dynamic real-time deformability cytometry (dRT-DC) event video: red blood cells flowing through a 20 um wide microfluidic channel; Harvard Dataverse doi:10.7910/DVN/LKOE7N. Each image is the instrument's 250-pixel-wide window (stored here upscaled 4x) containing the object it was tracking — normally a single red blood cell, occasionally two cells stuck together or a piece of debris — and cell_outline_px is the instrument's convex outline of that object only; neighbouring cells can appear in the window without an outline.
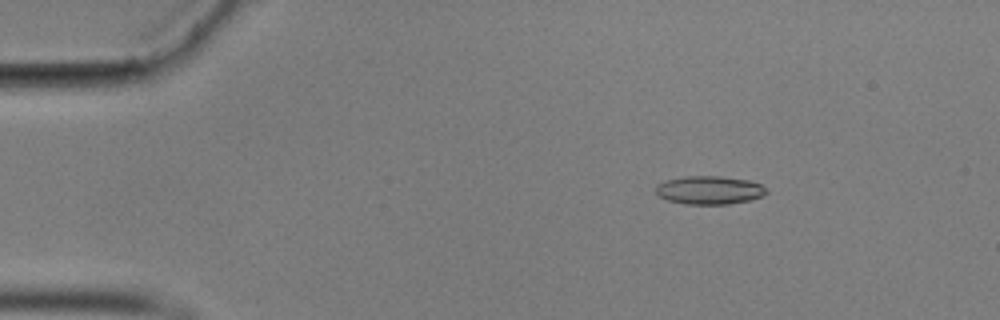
{"species": "common noctule bat (a hibernating species)", "species_latin": "Nyctalus noctula", "temperature_condition": "cold", "stored_images_in_passage": 57, "camera_frame_rate_fps": 3000, "um_per_image_px": 0.085, "animal": {"sex": "male", "body_mass_g": 17.9}, "frame": {"image": 1, "passage_image": 9, "time_ms": 2.667, "image_size_px": [1000, 320], "cell_outline_px": [[768, 192], [764, 196], [752, 200], [728, 204], [684, 204], [668, 200], [660, 196], [656, 192], [656, 184], [668, 180], [684, 176], [720, 176], [748, 180], [760, 184]], "centroid_in_image_um": [60.32, 16.16], "position_along_channel_um": 24.7, "area_um2": 18.26}}
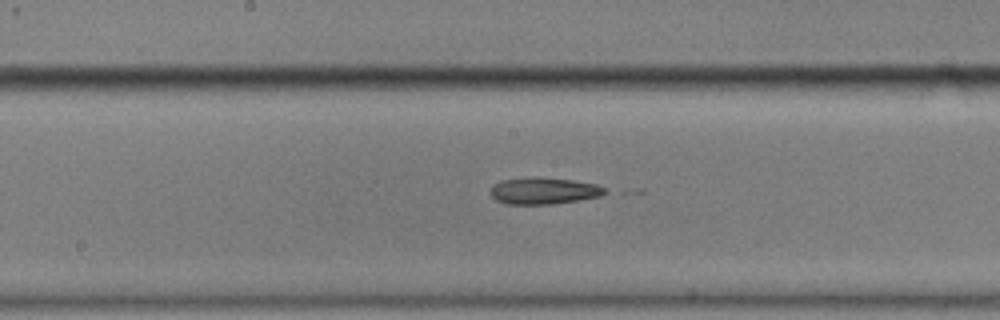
{"frame": {"image": 2, "passage_image": 30, "time_ms": 9.667, "image_size_px": [1000, 320], "cell_outline_px": [[608, 192], [600, 196], [580, 200], [552, 204], [508, 204], [496, 200], [492, 196], [492, 184], [500, 180], [532, 176], [540, 176], [572, 180], [596, 184], [608, 188]], "centroid_in_image_um": [46.25, 16.2], "position_along_channel_um": 202.0, "area_um2": 18.09}}
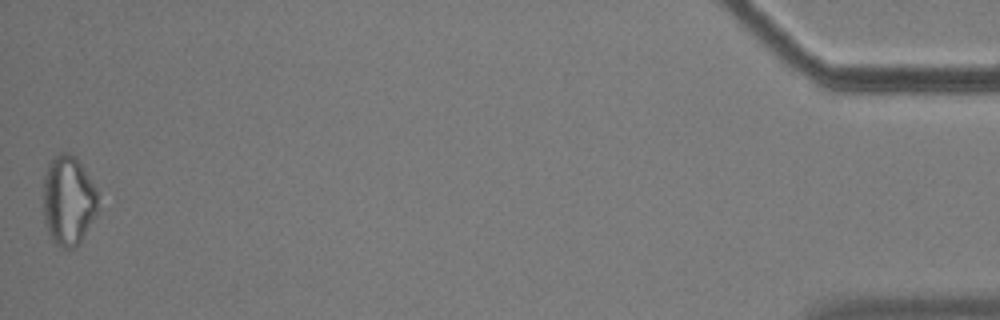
{"frame": {"image": 3, "passage_image": 57, "time_ms": 18.667, "image_size_px": [1000, 320], "cell_outline_px": [[100, 212], [80, 244], [76, 248], [64, 248], [56, 244], [52, 240], [48, 232], [44, 220], [44, 176], [48, 164], [60, 152], [68, 152], [76, 156], [92, 184], [96, 192]], "centroid_in_image_um": [5.83, 17.09], "position_along_channel_um": 429.4, "area_um2": 28.9}, "authors_computed_cell_mechanics": {"area_um2": 18.3226, "velocity_mm_per_s": 3.5346, "shape_relaxation_time_tau1_ms": 5.8479, "shape_relaxation_time_tau2_ms": null, "deformation_change_tau1": 0.1325, "deformation_change_tau2": null}}